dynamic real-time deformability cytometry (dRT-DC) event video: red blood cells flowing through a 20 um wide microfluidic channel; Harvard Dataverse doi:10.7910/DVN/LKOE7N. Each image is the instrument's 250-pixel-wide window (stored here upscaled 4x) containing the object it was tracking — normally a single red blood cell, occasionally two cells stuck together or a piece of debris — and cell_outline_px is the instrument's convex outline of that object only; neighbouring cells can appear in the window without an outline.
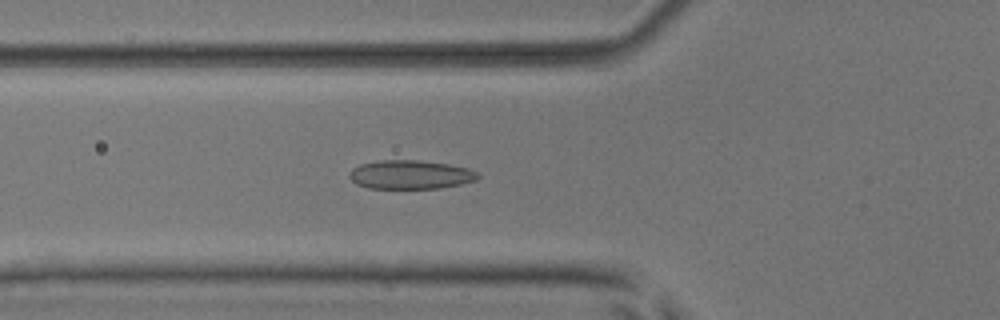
{"species": "common noctule bat (a hibernating species)", "species_latin": "Nyctalus noctula", "temperature_condition": "room temperature", "stored_images_in_passage": 53, "camera_frame_rate_fps": 3000, "um_per_image_px": 0.085, "animal": {"sex": "male", "body_mass_g": 17.9, "forearm_length_mm": 54.2}, "frame": {"image": 1, "passage_image": 20, "time_ms": 6.333, "image_size_px": [1000, 320], "cell_outline_px": [[480, 176], [476, 180], [460, 184], [440, 188], [368, 188], [356, 184], [348, 176], [348, 172], [352, 168], [360, 164], [380, 160], [420, 160], [448, 164], [468, 168], [476, 172]], "centroid_in_image_um": [34.85, 14.84], "position_along_channel_um": 90.9, "area_um2": 21.62}}
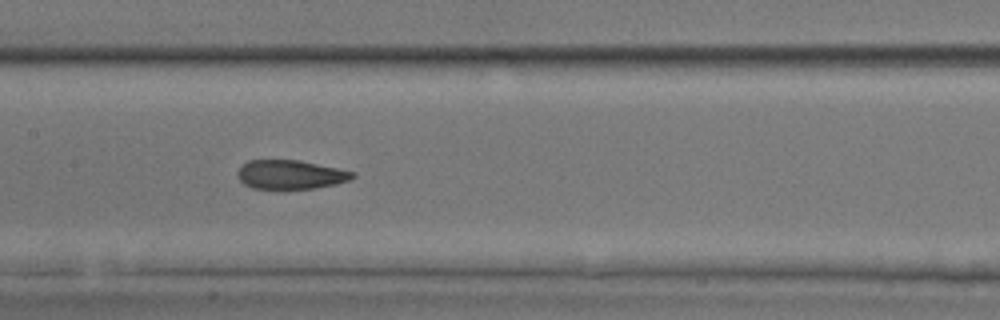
{"frame": {"image": 2, "passage_image": 27, "time_ms": 8.667, "image_size_px": [1000, 320], "cell_outline_px": [[356, 176], [348, 180], [336, 184], [316, 188], [284, 192], [252, 188], [244, 184], [236, 176], [236, 172], [248, 160], [300, 160], [356, 172]], "centroid_in_image_um": [24.67, 14.89], "position_along_channel_um": 182.7, "area_um2": 20.29}}
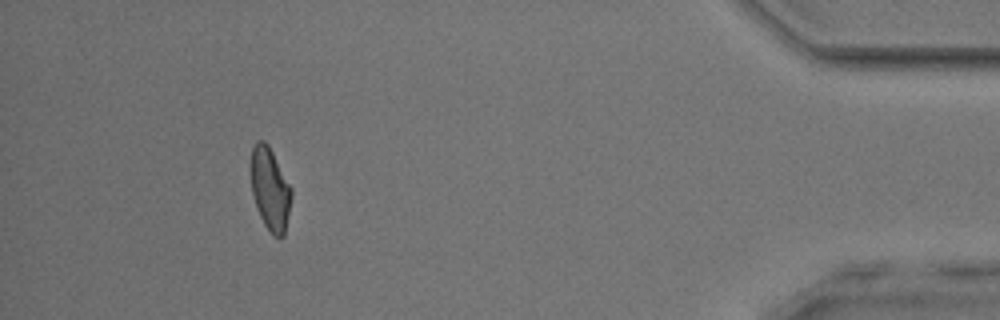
{"frame": {"image": 3, "passage_image": 49, "time_ms": 16.0, "image_size_px": [1000, 320], "cell_outline_px": [[292, 196], [284, 236], [280, 240], [264, 224], [260, 216], [252, 192], [252, 144], [256, 140], [264, 140], [268, 144], [292, 188]], "centroid_in_image_um": [22.98, 16.05], "position_along_channel_um": 412.2, "area_um2": 19.25}, "authors_computed_cell_mechanics": {"area_um2": 20.5768, "velocity_mm_per_s": 3.9286, "shape_relaxation_time_tau1_ms": 6.2752, "shape_relaxation_time_tau2_ms": 2.0826, "deformation_change_tau1": 0.1641, "deformation_change_tau2": 0.0829}}